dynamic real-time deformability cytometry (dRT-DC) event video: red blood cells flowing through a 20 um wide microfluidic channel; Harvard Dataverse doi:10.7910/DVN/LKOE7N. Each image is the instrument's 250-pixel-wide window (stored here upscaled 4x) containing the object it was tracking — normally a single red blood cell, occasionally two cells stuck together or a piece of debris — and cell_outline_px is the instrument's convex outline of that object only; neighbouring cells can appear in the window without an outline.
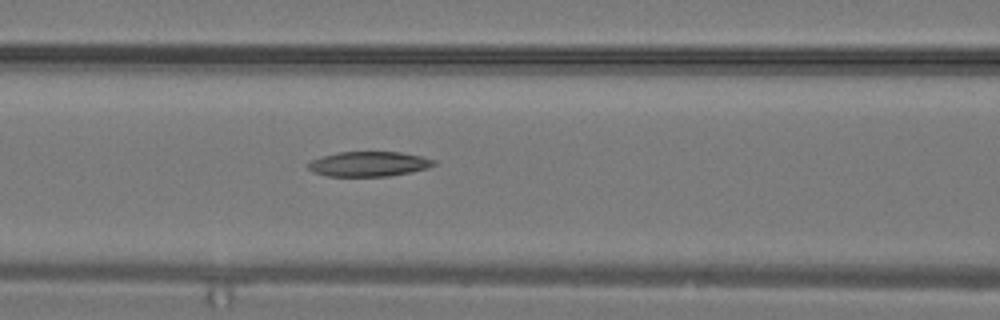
{"species": "common noctule bat (a hibernating species)", "species_latin": "Nyctalus noctula", "temperature_condition": "warm", "stored_images_in_passage": 12, "camera_frame_rate_fps": 3000, "um_per_image_px": 0.085, "animal": {"sex": "male", "body_mass_g": 19.2, "forearm_length_mm": 51.8}, "frame": {"image": 1, "passage_image": 10, "time_ms": 3.0, "image_size_px": [1000, 320], "cell_outline_px": [[436, 164], [428, 168], [388, 176], [328, 176], [316, 172], [308, 168], [308, 164], [312, 160], [320, 156], [340, 152], [400, 152], [420, 156], [436, 160]], "centroid_in_image_um": [31.36, 13.93], "position_along_channel_um": 135.2, "area_um2": 18.03}}
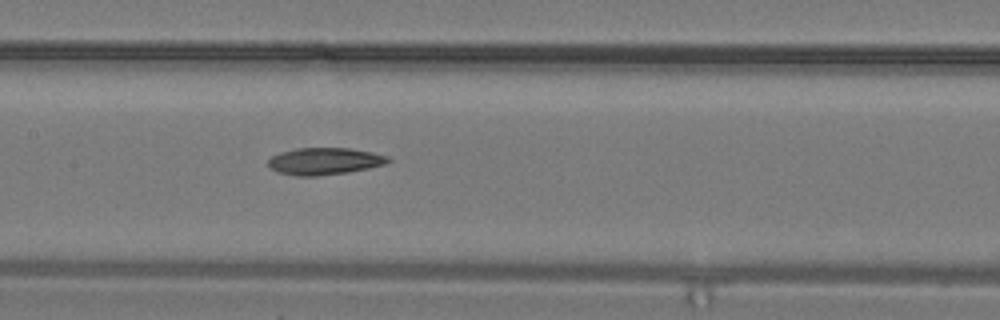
{"frame": {"image": 2, "passage_image": 12, "time_ms": 3.667, "image_size_px": [1000, 320], "cell_outline_px": [[392, 160], [384, 164], [368, 168], [348, 172], [316, 176], [296, 176], [280, 172], [272, 168], [268, 164], [268, 160], [272, 156], [280, 152], [300, 148], [348, 148], [372, 152], [388, 156]], "centroid_in_image_um": [27.6, 13.7], "position_along_channel_um": 179.8, "area_um2": 18.67}}